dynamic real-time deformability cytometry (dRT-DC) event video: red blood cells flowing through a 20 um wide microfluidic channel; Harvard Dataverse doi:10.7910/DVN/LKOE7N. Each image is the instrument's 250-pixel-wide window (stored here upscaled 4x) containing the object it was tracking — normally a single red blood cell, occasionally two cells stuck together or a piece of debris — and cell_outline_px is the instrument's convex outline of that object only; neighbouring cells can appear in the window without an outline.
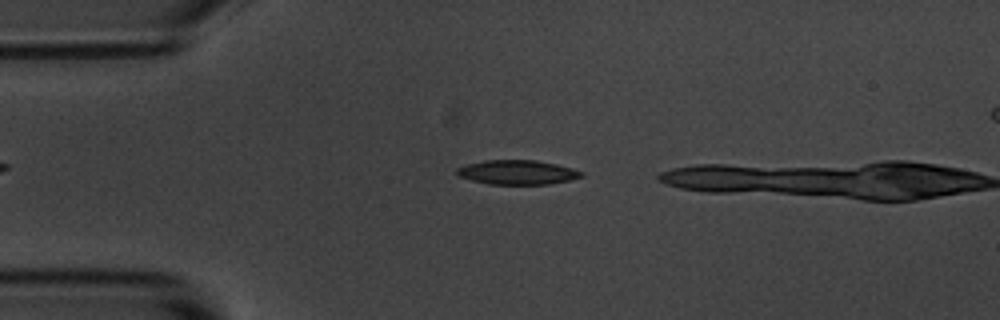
{"species": "common noctule bat (a hibernating species)", "species_latin": "Nyctalus noctula", "temperature_condition": "room temperature", "stored_images_in_passage": 6, "camera_frame_rate_fps": 3000, "um_per_image_px": 0.085, "animal": {"sex": "male", "body_mass_g": 20.1, "forearm_length_mm": 53.5}, "frame": {"image": 1, "passage_image": 5, "time_ms": 1.333, "image_size_px": [1000, 320], "cell_outline_px": [[584, 176], [568, 180], [548, 184], [488, 184], [456, 176], [456, 168], [464, 164], [484, 160], [536, 160], [556, 164], [572, 168], [584, 172]], "centroid_in_image_um": [43.93, 14.64], "position_along_channel_um": 41.1, "area_um2": 17.8}}